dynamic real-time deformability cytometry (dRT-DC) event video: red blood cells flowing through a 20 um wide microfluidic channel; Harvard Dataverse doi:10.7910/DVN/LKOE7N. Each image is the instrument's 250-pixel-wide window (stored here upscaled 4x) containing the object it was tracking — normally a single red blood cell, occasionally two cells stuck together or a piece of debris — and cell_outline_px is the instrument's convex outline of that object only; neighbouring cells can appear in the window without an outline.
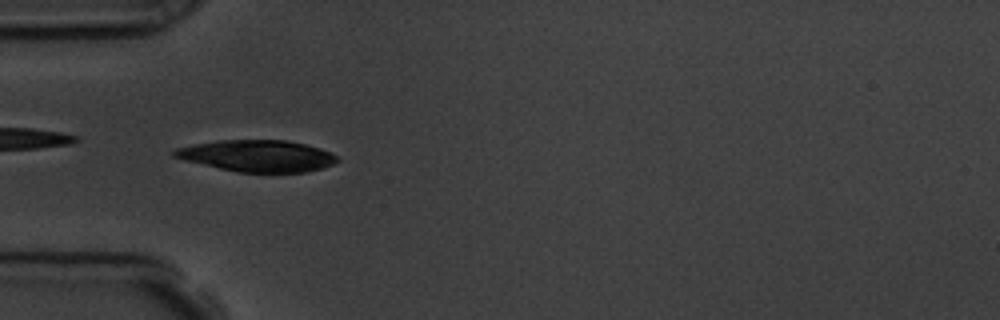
{"species": "common noctule bat (a hibernating species)", "species_latin": "Nyctalus noctula", "temperature_condition": "room temperature", "stored_images_in_passage": 10, "segment_of_instrument_passage": [2, 2], "camera_frame_rate_fps": 3000, "um_per_image_px": 0.085, "animal": {"sex": "male", "body_mass_g": 19.5, "forearm_length_mm": 54.6}, "frame": {"image": 1, "passage_image": 6, "time_ms": 5.667, "image_size_px": [1000, 320], "cell_outline_px": [[340, 160], [332, 164], [320, 168], [304, 172], [236, 172], [184, 160], [172, 156], [172, 152], [176, 148], [192, 144], [220, 140], [288, 140], [320, 148], [332, 152], [340, 156]], "centroid_in_image_um": [21.88, 13.24], "position_along_channel_um": 63.1, "area_um2": 30.06}}